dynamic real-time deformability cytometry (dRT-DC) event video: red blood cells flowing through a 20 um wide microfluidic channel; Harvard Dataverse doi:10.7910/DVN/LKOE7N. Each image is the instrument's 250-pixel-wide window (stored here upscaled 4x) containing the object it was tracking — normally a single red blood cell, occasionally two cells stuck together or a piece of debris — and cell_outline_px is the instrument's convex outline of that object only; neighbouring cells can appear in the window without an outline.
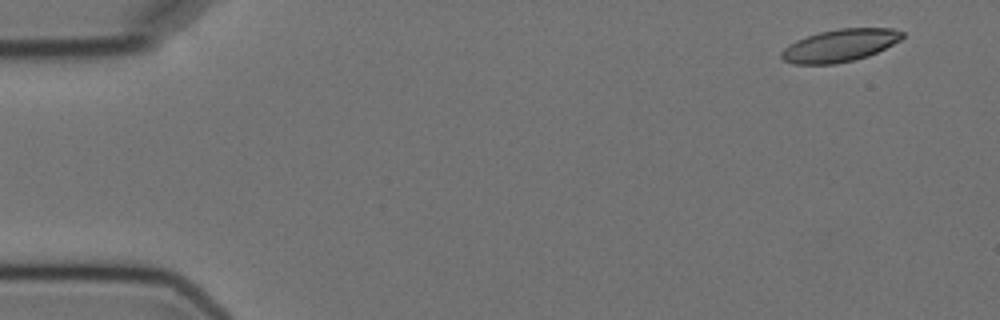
{"species": "Egyptian fruit bat (a non-hibernating species)", "species_latin": "Rousettus aegyptiacus", "temperature_condition": "cold", "stored_images_in_passage": 3, "camera_frame_rate_fps": 3000, "um_per_image_px": 0.085, "animal": {"sex": "female"}, "frame": {"image": 1, "passage_image": 1, "time_ms": 0.0, "image_size_px": [1000, 320], "cell_outline_px": [[904, 36], [900, 40], [868, 56], [836, 64], [792, 64], [784, 60], [780, 56], [780, 52], [788, 44], [796, 40], [820, 32], [840, 28], [892, 28], [904, 32]], "centroid_in_image_um": [71.36, 3.86], "position_along_channel_um": 13.6, "area_um2": 22.77}}